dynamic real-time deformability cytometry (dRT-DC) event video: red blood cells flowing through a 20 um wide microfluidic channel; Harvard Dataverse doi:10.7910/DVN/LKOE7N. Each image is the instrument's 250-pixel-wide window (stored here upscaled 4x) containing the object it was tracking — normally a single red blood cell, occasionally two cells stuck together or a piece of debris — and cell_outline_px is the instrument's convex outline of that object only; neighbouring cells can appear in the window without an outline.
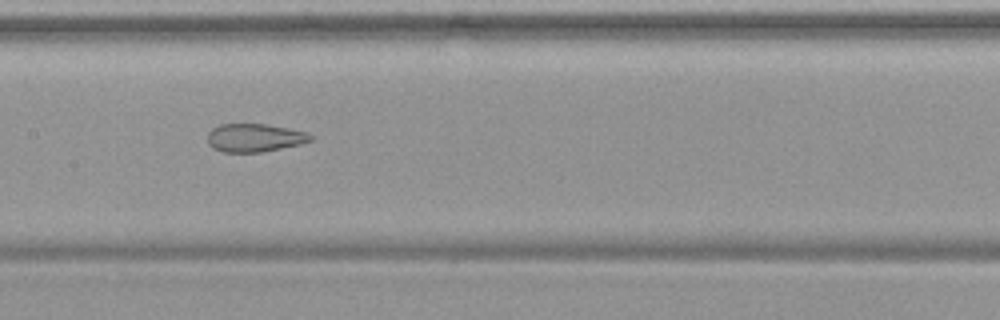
{"species": "common noctule bat (a hibernating species)", "species_latin": "Nyctalus noctula", "temperature_condition": "warm", "stored_images_in_passage": 49, "camera_frame_rate_fps": 3000, "um_per_image_px": 0.085, "animal": {"sex": "female", "body_mass_g": 19.9}, "frame": {"image": 1, "passage_image": 22, "time_ms": 7.0, "image_size_px": [1000, 320], "cell_outline_px": [[312, 140], [300, 144], [260, 152], [224, 152], [212, 148], [208, 144], [208, 132], [212, 128], [220, 124], [264, 124], [288, 128], [308, 132], [312, 136]], "centroid_in_image_um": [21.62, 11.7], "position_along_channel_um": 185.8, "area_um2": 16.88}}
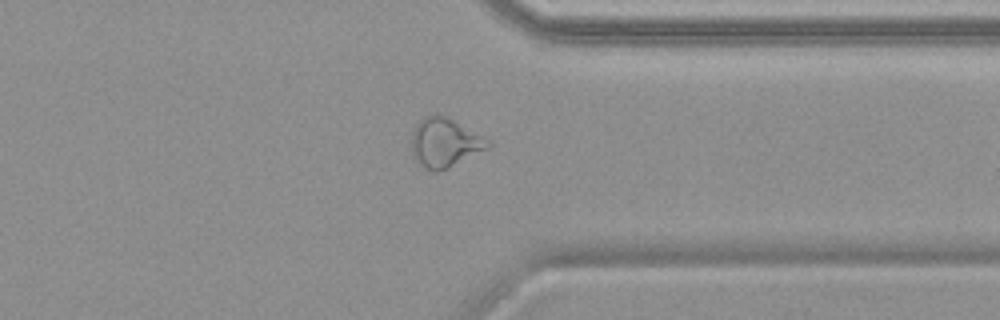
{"frame": {"image": 2, "passage_image": 37, "time_ms": 12.0, "image_size_px": [1000, 320], "cell_outline_px": [[492, 144], [488, 148], [448, 168], [436, 172], [420, 164], [416, 160], [412, 152], [412, 132], [416, 124], [428, 112], [436, 112], [452, 120], [488, 140]], "centroid_in_image_um": [37.76, 12.1], "position_along_channel_um": 373.6, "area_um2": 21.5}}
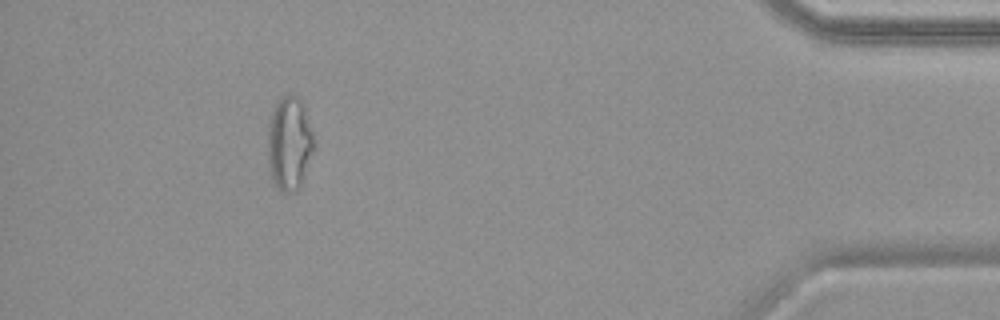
{"frame": {"image": 3, "passage_image": 44, "time_ms": 14.333, "image_size_px": [1000, 320], "cell_outline_px": [[316, 148], [300, 188], [296, 192], [280, 192], [276, 188], [272, 180], [268, 168], [268, 124], [272, 112], [276, 104], [288, 92], [296, 96], [300, 100], [304, 108], [316, 144]], "centroid_in_image_um": [24.61, 12.26], "position_along_channel_um": 410.6, "area_um2": 25.72}, "authors_computed_cell_mechanics": {"area_um2": 22.6576, "velocity_mm_per_s": 3.7955, "shape_relaxation_time_tau1_ms": null, "shape_relaxation_time_tau2_ms": 1.6898, "deformation_change_tau1": null, "deformation_change_tau2": 0.0903}}